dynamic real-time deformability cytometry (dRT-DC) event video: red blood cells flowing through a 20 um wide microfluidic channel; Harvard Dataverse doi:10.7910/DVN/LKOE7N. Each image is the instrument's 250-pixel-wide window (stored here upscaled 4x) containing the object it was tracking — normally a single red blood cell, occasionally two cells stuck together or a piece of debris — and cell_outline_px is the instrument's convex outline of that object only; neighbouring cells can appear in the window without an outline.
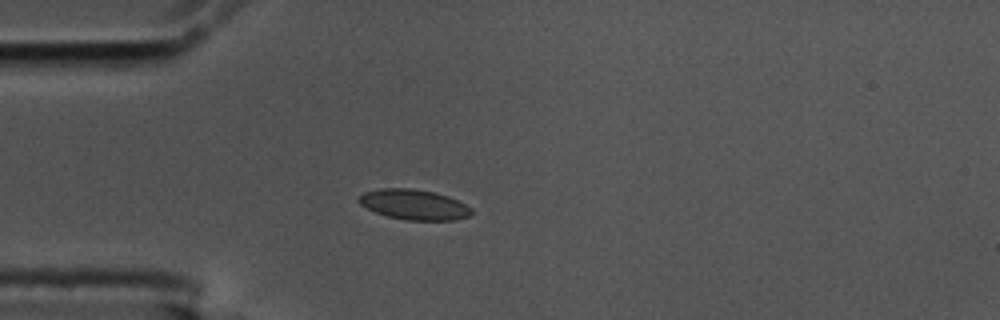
{"species": "common noctule bat (a hibernating species)", "species_latin": "Nyctalus noctula", "temperature_condition": "cold", "stored_images_in_passage": 42, "camera_frame_rate_fps": 3000, "um_per_image_px": 0.085, "animal": {"sex": "male", "body_mass_g": 17.5, "forearm_length_mm": 52.3}, "frame": {"image": 1, "passage_image": 1, "time_ms": 0.0, "image_size_px": [1000, 320], "cell_outline_px": [[472, 212], [468, 216], [456, 220], [404, 220], [388, 216], [376, 212], [360, 204], [356, 200], [364, 192], [380, 188], [412, 188], [436, 192], [448, 196], [472, 208]], "centroid_in_image_um": [35.18, 17.38], "position_along_channel_um": 49.8, "area_um2": 19.83}}
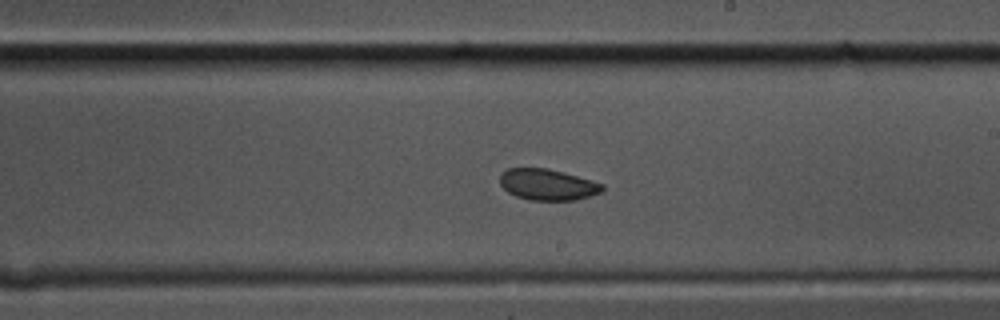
{"frame": {"image": 2, "passage_image": 18, "time_ms": 5.667, "image_size_px": [1000, 320], "cell_outline_px": [[604, 188], [600, 192], [576, 200], [528, 200], [516, 196], [508, 192], [500, 184], [500, 176], [508, 168], [548, 168], [564, 172], [592, 180], [604, 184]], "centroid_in_image_um": [46.55, 15.69], "position_along_channel_um": 242.5, "area_um2": 18.55}}
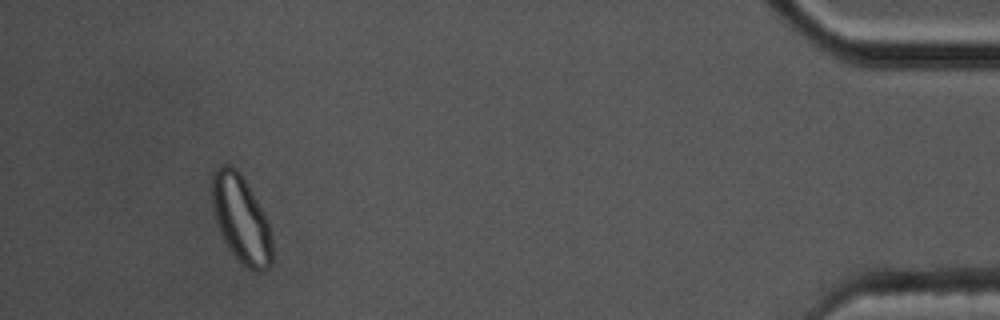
{"frame": {"image": 3, "passage_image": 38, "time_ms": 12.333, "image_size_px": [1000, 320], "cell_outline_px": [[272, 264], [264, 272], [252, 272], [228, 248], [220, 232], [216, 220], [212, 204], [212, 176], [216, 168], [224, 164], [228, 164], [236, 168], [240, 172], [264, 212], [268, 220], [272, 236]], "centroid_in_image_um": [20.52, 18.63], "position_along_channel_um": 414.7, "area_um2": 30.75}, "authors_computed_cell_mechanics": {"area_um2": 19.7676, "velocity_mm_per_s": 3.5905, "shape_relaxation_time_tau1_ms": 5.7814, "shape_relaxation_time_tau2_ms": 1.3646, "deformation_change_tau1": 0.0759, "deformation_change_tau2": 0.0409}}